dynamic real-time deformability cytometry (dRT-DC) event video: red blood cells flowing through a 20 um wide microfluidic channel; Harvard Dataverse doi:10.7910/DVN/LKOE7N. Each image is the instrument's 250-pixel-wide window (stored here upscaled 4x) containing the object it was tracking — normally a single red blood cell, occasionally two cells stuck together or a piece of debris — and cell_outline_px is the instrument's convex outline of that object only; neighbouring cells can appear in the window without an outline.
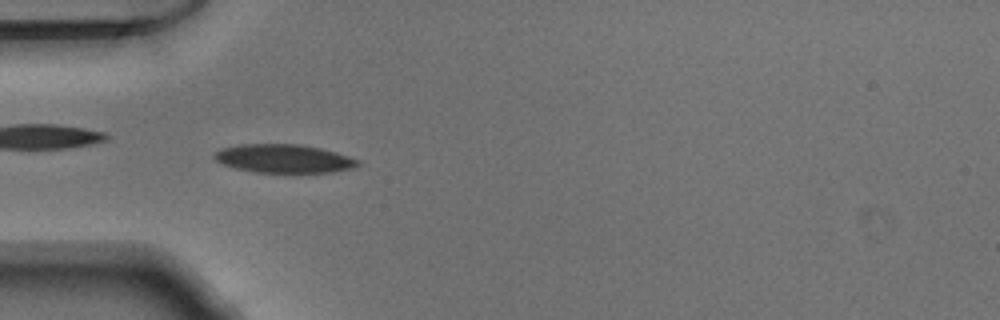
{"species": "Egyptian fruit bat (a non-hibernating species)", "species_latin": "Rousettus aegyptiacus", "temperature_condition": "warm", "stored_images_in_passage": 46, "camera_frame_rate_fps": 3000, "um_per_image_px": 0.085, "animal": {"sex": "male"}, "frame": {"image": 1, "passage_image": 11, "time_ms": 3.333, "image_size_px": [1000, 320], "cell_outline_px": [[360, 164], [352, 168], [332, 172], [256, 172], [236, 168], [224, 164], [216, 160], [212, 156], [216, 152], [224, 148], [240, 144], [300, 144], [320, 148], [336, 152], [360, 160]], "centroid_in_image_um": [24.15, 13.47], "position_along_channel_um": 60.9, "area_um2": 23.58}}
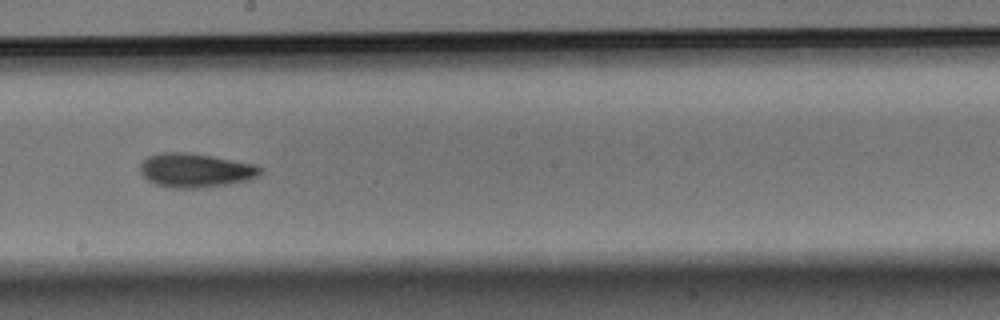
{"frame": {"image": 2, "passage_image": 24, "time_ms": 7.667, "image_size_px": [1000, 320], "cell_outline_px": [[264, 168], [256, 176], [248, 180], [228, 184], [204, 188], [172, 188], [156, 184], [148, 180], [140, 172], [140, 164], [148, 156], [160, 152], [188, 152], [212, 156], [256, 164]], "centroid_in_image_um": [16.61, 14.47], "position_along_channel_um": 231.6, "area_um2": 23.93}}
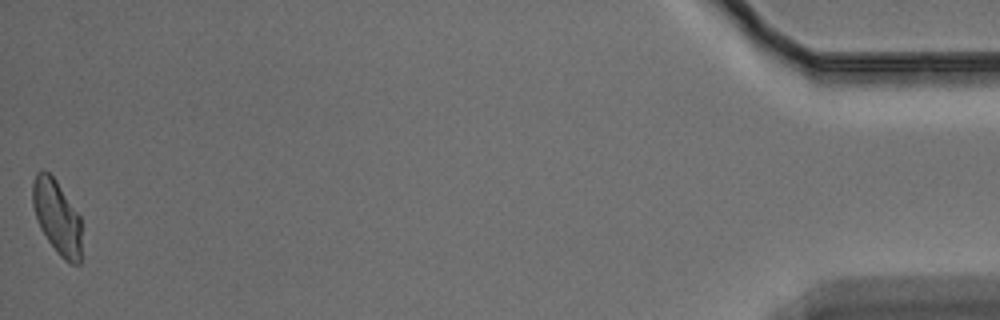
{"frame": {"image": 3, "passage_image": 46, "time_ms": 15.0, "image_size_px": [1000, 320], "cell_outline_px": [[80, 264], [72, 264], [64, 260], [60, 256], [48, 240], [40, 228], [32, 204], [32, 184], [36, 172], [44, 168], [56, 180], [80, 216]], "centroid_in_image_um": [4.82, 18.41], "position_along_channel_um": 430.4, "area_um2": 20.98}}